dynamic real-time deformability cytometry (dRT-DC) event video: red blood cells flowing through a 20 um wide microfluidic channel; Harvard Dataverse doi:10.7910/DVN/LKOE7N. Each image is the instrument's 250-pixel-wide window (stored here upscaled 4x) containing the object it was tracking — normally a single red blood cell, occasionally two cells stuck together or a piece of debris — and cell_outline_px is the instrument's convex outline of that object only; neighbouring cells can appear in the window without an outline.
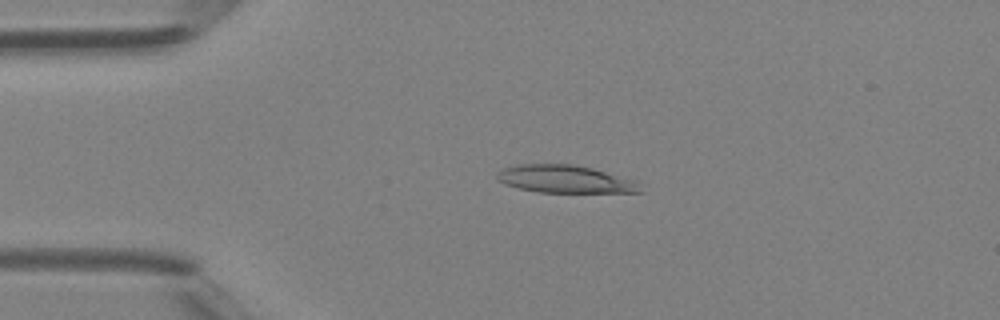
{"species": "Egyptian fruit bat (a non-hibernating species)", "species_latin": "Rousettus aegyptiacus", "temperature_condition": "room temperature", "stored_images_in_passage": 37, "camera_frame_rate_fps": 3000, "um_per_image_px": 0.085, "animal": {"sex": "female"}, "frame": {"image": 1, "passage_image": 1, "time_ms": 0.0, "image_size_px": [1000, 320], "cell_outline_px": [[644, 192], [540, 192], [516, 188], [504, 184], [496, 176], [496, 172], [504, 168], [520, 164], [572, 164], [592, 168], [636, 180]], "centroid_in_image_um": [48.03, 15.22], "position_along_channel_um": 37.0, "area_um2": 23.06}}
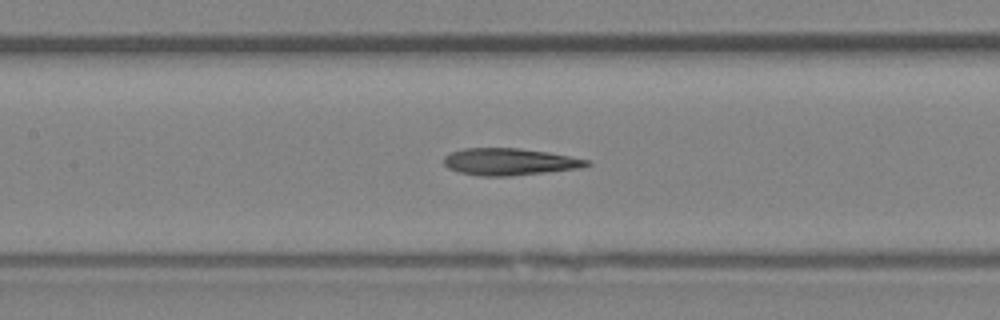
{"frame": {"image": 2, "passage_image": 12, "time_ms": 3.667, "image_size_px": [1000, 320], "cell_outline_px": [[592, 164], [580, 168], [512, 176], [480, 176], [460, 172], [448, 168], [444, 164], [444, 156], [452, 152], [464, 148], [520, 148], [548, 152], [588, 160]], "centroid_in_image_um": [43.3, 13.75], "position_along_channel_um": 164.1, "area_um2": 22.37}}
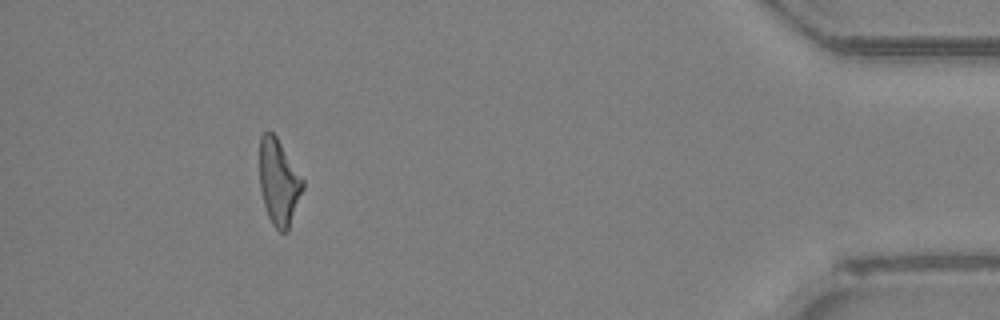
{"frame": {"image": 3, "passage_image": 33, "time_ms": 10.667, "image_size_px": [1000, 320], "cell_outline_px": [[304, 188], [288, 232], [280, 232], [272, 224], [268, 216], [264, 204], [260, 188], [260, 136], [268, 128], [276, 136], [304, 180]], "centroid_in_image_um": [23.7, 15.49], "position_along_channel_um": 411.5, "area_um2": 21.73}, "authors_computed_cell_mechanics": {"area_um2": 22.0796, "velocity_mm_per_s": 4.4161, "shape_relaxation_time_tau1_ms": null, "shape_relaxation_time_tau2_ms": 3.6244, "deformation_change_tau1": null, "deformation_change_tau2": 0.1627}}